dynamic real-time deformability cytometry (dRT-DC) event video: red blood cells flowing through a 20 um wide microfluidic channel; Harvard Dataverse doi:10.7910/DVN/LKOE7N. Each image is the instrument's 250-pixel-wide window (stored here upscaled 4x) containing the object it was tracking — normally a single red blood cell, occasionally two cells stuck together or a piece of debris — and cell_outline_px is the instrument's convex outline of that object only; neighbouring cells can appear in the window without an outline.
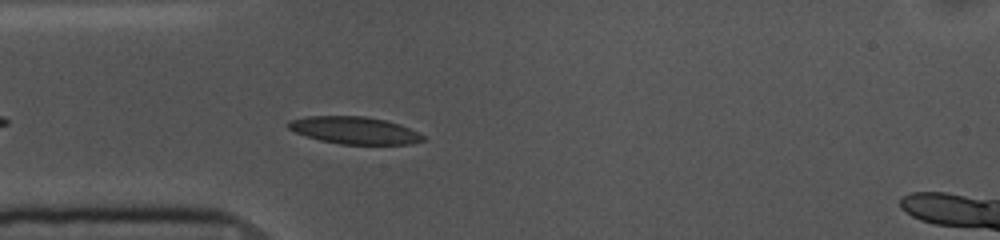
{"species": "common noctule bat (a hibernating species)", "species_latin": "Nyctalus noctula", "temperature_condition": "cold", "stored_images_in_passage": 33, "camera_frame_rate_fps": 3000, "um_per_image_px": 0.085, "animal": {"sex": "female", "body_mass_g": 10.0, "forearm_length_mm": 53.1}, "frame": {"image": 1, "passage_image": 5, "time_ms": 1.333, "image_size_px": [1000, 240], "cell_outline_px": [[424, 140], [412, 144], [340, 144], [320, 140], [296, 132], [288, 128], [288, 120], [304, 116], [364, 116], [384, 120], [400, 124], [420, 132], [424, 136]], "centroid_in_image_um": [30.15, 11.07], "position_along_channel_um": 54.9, "area_um2": 21.39}}
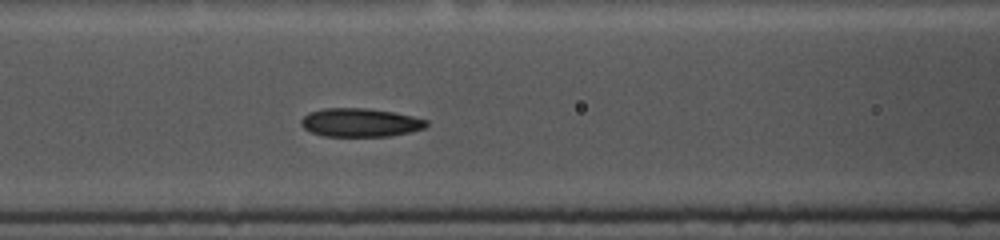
{"frame": {"image": 2, "passage_image": 12, "time_ms": 3.667, "image_size_px": [1000, 240], "cell_outline_px": [[428, 124], [424, 128], [392, 136], [324, 136], [312, 132], [304, 128], [300, 124], [300, 120], [308, 112], [324, 108], [368, 108], [392, 112], [412, 116], [428, 120]], "centroid_in_image_um": [30.6, 10.41], "position_along_channel_um": 136.0, "area_um2": 20.81}}
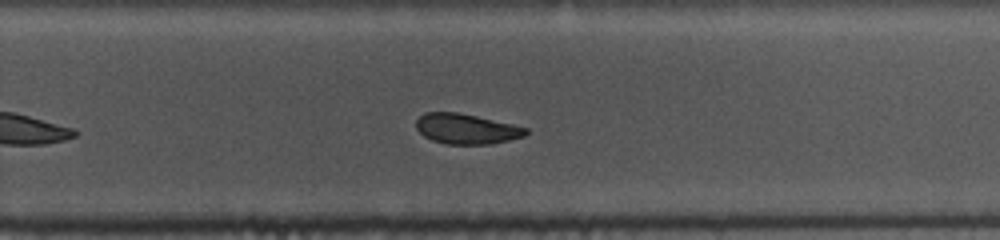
{"frame": {"image": 3, "passage_image": 25, "time_ms": 8.0, "image_size_px": [1000, 240], "cell_outline_px": [[528, 132], [524, 136], [492, 144], [448, 144], [432, 140], [424, 136], [416, 128], [416, 120], [424, 112], [456, 112], [476, 116], [512, 124], [528, 128]], "centroid_in_image_um": [39.63, 10.95], "position_along_channel_um": 290.2, "area_um2": 19.19}, "authors_computed_cell_mechanics": {"area_um2": 20.8658, "velocity_mm_per_s": 3.5662, "shape_relaxation_time_tau1_ms": 2.6479, "shape_relaxation_time_tau2_ms": 3.7528, "deformation_change_tau1": 0.0824, "deformation_change_tau2": 0.0795}}